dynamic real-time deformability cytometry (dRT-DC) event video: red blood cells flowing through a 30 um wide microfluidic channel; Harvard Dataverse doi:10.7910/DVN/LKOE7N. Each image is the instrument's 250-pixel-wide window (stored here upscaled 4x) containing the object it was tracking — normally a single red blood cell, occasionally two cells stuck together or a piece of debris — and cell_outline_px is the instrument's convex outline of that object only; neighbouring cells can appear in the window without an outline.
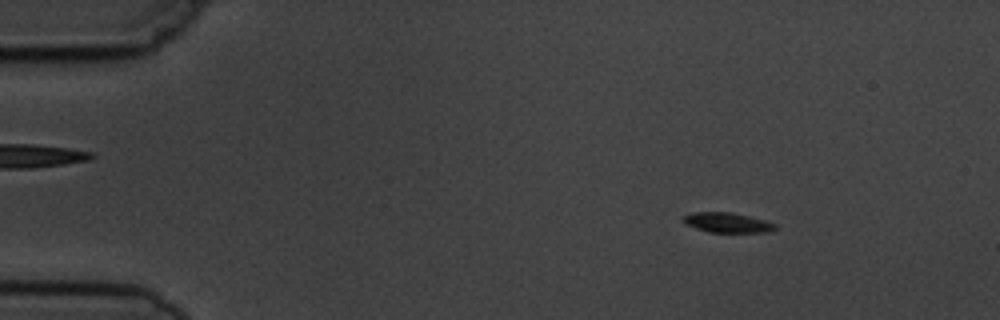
{"species": "common noctule bat (a hibernating species)", "species_latin": "Nyctalus noctula", "temperature_condition": "cold", "stored_images_in_passage": 15, "segment_of_instrument_passage": [1, 2], "camera_frame_rate_fps": 3000, "um_per_image_px": 0.085, "animal": {"sex": "male", "body_mass_g": 19.5, "forearm_length_mm": 54.6}, "frame": {"image": 1, "passage_image": 2, "time_ms": 1.0, "image_size_px": [1000, 320], "cell_outline_px": [[776, 228], [772, 232], [708, 232], [684, 224], [680, 220], [684, 216], [692, 212], [732, 212], [764, 220], [776, 224]], "centroid_in_image_um": [61.79, 18.92], "position_along_channel_um": 23.2, "area_um2": 10.75}}
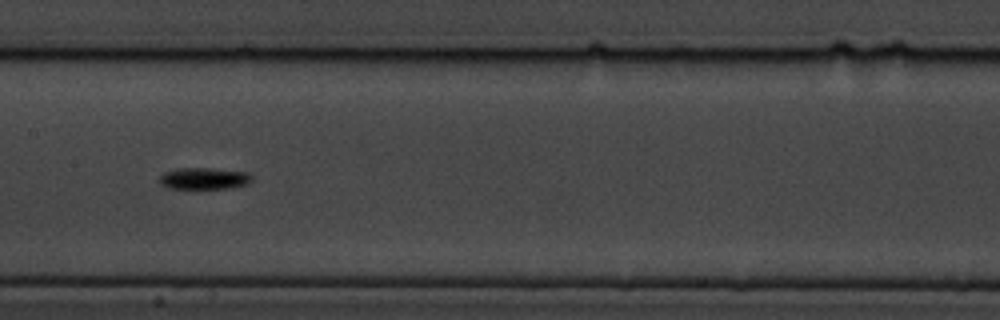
{"frame": {"image": 2, "passage_image": 7, "time_ms": 7.667, "image_size_px": [1000, 320], "cell_outline_px": [[252, 180], [248, 184], [232, 188], [168, 188], [160, 184], [160, 176], [164, 172], [180, 168], [208, 168], [248, 172], [252, 176]], "centroid_in_image_um": [17.37, 15.17], "position_along_channel_um": 190.0, "area_um2": 11.62}}
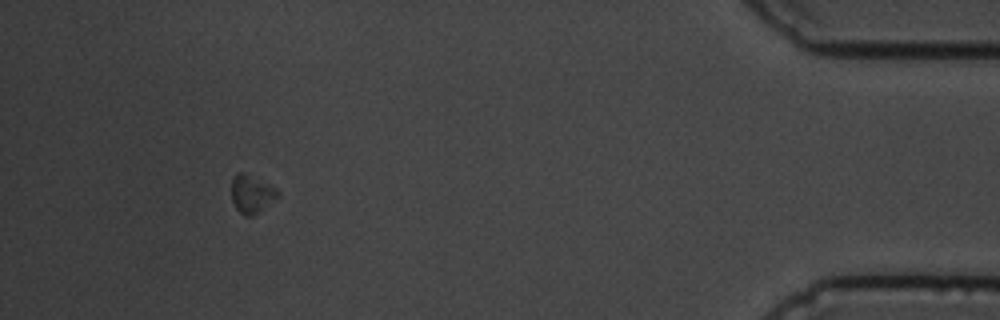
{"frame": {"image": 3, "passage_image": 13, "time_ms": 15.333, "image_size_px": [1000, 320], "cell_outline_px": [[280, 196], [252, 216], [244, 216], [236, 208], [232, 200], [232, 176], [236, 172], [244, 172], [276, 188], [280, 192]], "centroid_in_image_um": [21.38, 16.47], "position_along_channel_um": 413.8, "area_um2": 10.23}}